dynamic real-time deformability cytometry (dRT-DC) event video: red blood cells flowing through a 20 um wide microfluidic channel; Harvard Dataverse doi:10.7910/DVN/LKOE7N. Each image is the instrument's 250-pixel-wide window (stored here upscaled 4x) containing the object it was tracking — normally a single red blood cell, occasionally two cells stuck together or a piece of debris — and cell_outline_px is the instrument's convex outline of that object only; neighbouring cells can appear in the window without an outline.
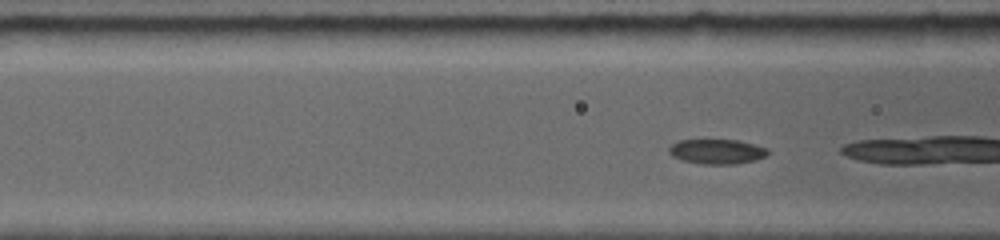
{"species": "common noctule bat (a hibernating species)", "species_latin": "Nyctalus noctula", "temperature_condition": "room temperature", "stored_images_in_passage": 21, "camera_frame_rate_fps": 5000, "um_per_image_px": 0.085, "animal": {"sex": "female", "body_mass_g": 19.0, "forearm_length_mm": 56.7}, "frame": {"image": 1, "passage_image": 7, "time_ms": 1.0, "image_size_px": [1000, 240], "cell_outline_px": [[768, 152], [764, 156], [756, 160], [736, 164], [704, 164], [684, 160], [672, 156], [668, 152], [668, 148], [672, 144], [680, 140], [736, 140], [752, 144], [764, 148]], "centroid_in_image_um": [60.89, 12.88], "position_along_channel_um": 105.7, "area_um2": 13.99}}
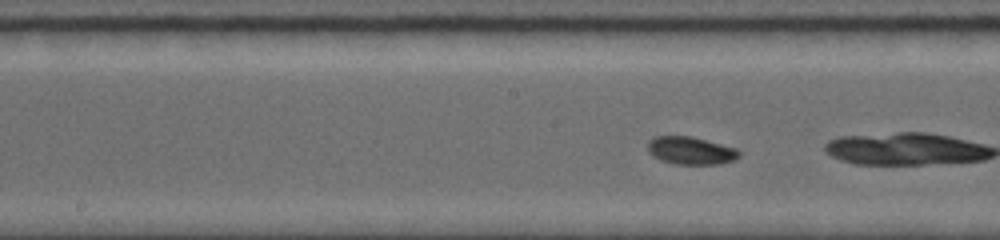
{"frame": {"image": 2, "passage_image": 19, "time_ms": 3.2, "image_size_px": [1000, 240], "cell_outline_px": [[740, 156], [732, 160], [720, 164], [676, 164], [660, 160], [648, 152], [648, 144], [656, 136], [688, 136], [736, 148], [740, 152]], "centroid_in_image_um": [58.71, 12.81], "position_along_channel_um": 189.5, "area_um2": 14.45}}